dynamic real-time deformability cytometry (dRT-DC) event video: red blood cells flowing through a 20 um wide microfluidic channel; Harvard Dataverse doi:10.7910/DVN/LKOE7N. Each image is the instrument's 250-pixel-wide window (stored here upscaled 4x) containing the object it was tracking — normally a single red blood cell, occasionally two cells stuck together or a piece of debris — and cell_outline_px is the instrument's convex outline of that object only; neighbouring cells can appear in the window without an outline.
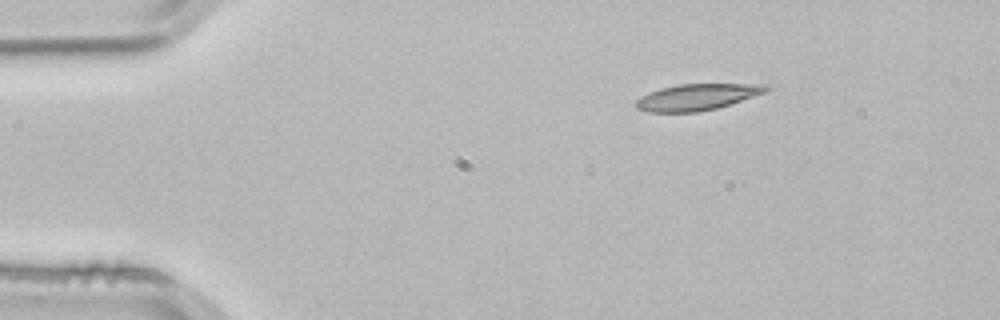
{"species": "common noctule bat (a hibernating species)", "species_latin": "Nyctalus noctula", "temperature_condition": "room temperature", "stored_images_in_passage": 46, "camera_frame_rate_fps": 3000, "um_per_image_px": 0.085, "animal": {"sex": "male", "body_mass_g": 21.5, "forearm_length_mm": 52.0}, "frame": {"image": 1, "passage_image": 1, "time_ms": 0.0, "image_size_px": [1000, 320], "cell_outline_px": [[772, 88], [764, 92], [716, 108], [700, 112], [648, 112], [636, 108], [632, 104], [640, 96], [648, 92], [660, 88], [680, 84], [768, 84]], "centroid_in_image_um": [59.17, 8.25], "position_along_channel_um": 25.8, "area_um2": 19.94}}
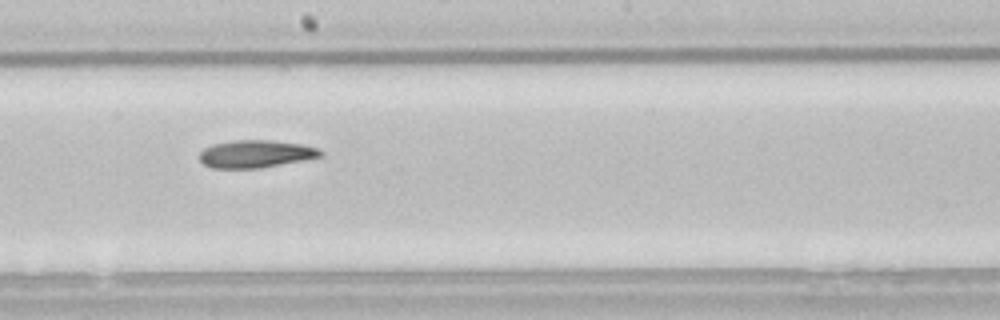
{"frame": {"image": 2, "passage_image": 22, "time_ms": 7.0, "image_size_px": [1000, 320], "cell_outline_px": [[324, 156], [304, 160], [260, 168], [212, 168], [204, 164], [200, 160], [200, 152], [204, 148], [212, 144], [236, 140], [268, 140], [304, 144], [316, 148], [324, 152]], "centroid_in_image_um": [21.76, 13.08], "position_along_channel_um": 226.4, "area_um2": 19.48}}
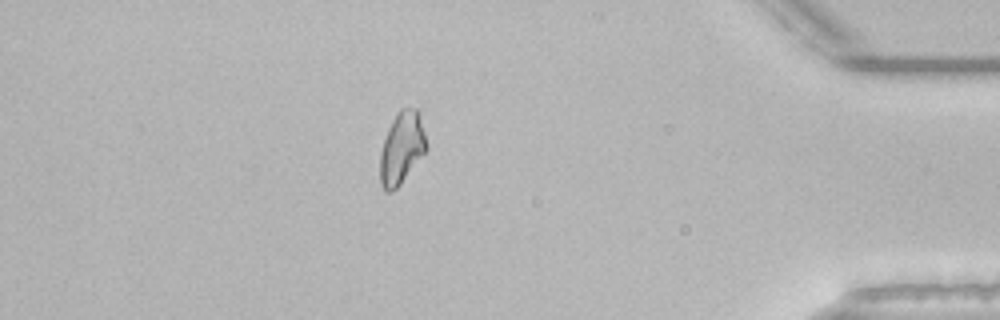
{"frame": {"image": 3, "passage_image": 39, "time_ms": 12.667, "image_size_px": [1000, 320], "cell_outline_px": [[428, 148], [400, 184], [392, 192], [384, 192], [380, 184], [380, 152], [388, 128], [396, 112], [400, 108], [416, 108], [420, 112], [428, 144]], "centroid_in_image_um": [34.15, 12.56], "position_along_channel_um": 401.0, "area_um2": 19.71}}